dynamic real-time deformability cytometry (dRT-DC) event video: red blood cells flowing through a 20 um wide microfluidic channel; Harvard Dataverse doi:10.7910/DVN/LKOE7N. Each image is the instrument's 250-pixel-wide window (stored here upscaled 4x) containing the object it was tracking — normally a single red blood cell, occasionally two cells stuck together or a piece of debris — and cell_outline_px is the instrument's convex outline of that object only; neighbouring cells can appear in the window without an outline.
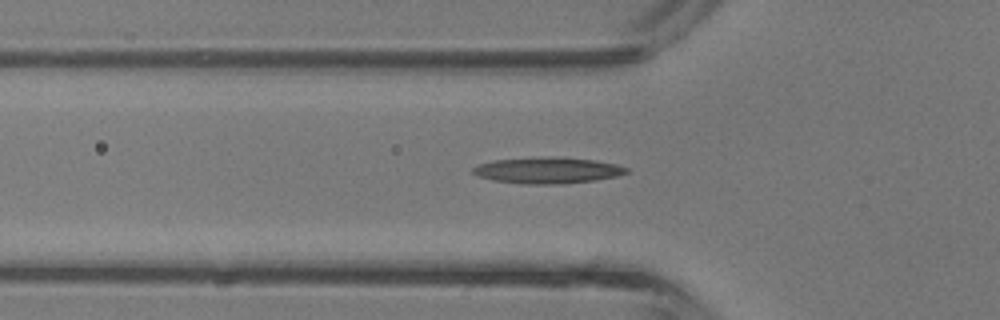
{"species": "common noctule bat (a hibernating species)", "species_latin": "Nyctalus noctula", "temperature_condition": "room temperature", "stored_images_in_passage": 42, "segment_of_instrument_passage": [1, 2], "camera_frame_rate_fps": 3000, "um_per_image_px": 0.085, "animal": {"sex": "male", "body_mass_g": 13.3}, "frame": {"image": 1, "passage_image": 13, "time_ms": 4.0, "image_size_px": [1000, 320], "cell_outline_px": [[628, 172], [616, 176], [592, 180], [560, 184], [524, 184], [492, 180], [476, 176], [472, 172], [472, 168], [476, 164], [496, 160], [544, 156], [548, 156], [596, 160], [616, 164], [628, 168]], "centroid_in_image_um": [46.49, 14.47], "position_along_channel_um": 79.3, "area_um2": 23.47}}
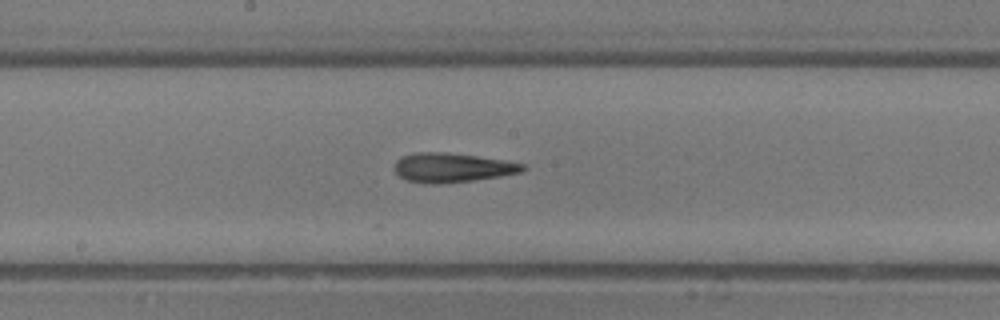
{"frame": {"image": 2, "passage_image": 21, "time_ms": 6.667, "image_size_px": [1000, 320], "cell_outline_px": [[524, 168], [520, 172], [500, 176], [472, 180], [436, 184], [428, 184], [404, 180], [392, 168], [396, 160], [400, 156], [416, 152], [444, 152], [476, 156], [524, 164]], "centroid_in_image_um": [38.32, 14.25], "position_along_channel_um": 209.9, "area_um2": 21.73}}
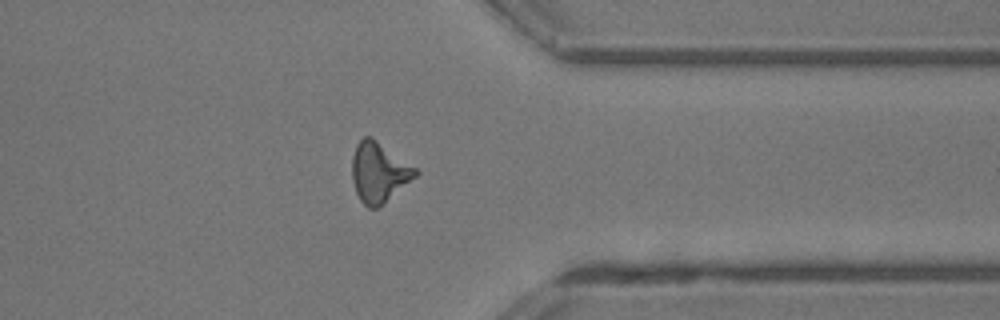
{"frame": {"image": 3, "passage_image": 32, "time_ms": 10.333, "image_size_px": [1000, 320], "cell_outline_px": [[420, 172], [416, 176], [380, 208], [368, 208], [360, 200], [356, 192], [352, 180], [352, 156], [356, 144], [364, 136], [372, 136], [416, 168]], "centroid_in_image_um": [32.2, 14.65], "position_along_channel_um": 379.2, "area_um2": 22.31}}